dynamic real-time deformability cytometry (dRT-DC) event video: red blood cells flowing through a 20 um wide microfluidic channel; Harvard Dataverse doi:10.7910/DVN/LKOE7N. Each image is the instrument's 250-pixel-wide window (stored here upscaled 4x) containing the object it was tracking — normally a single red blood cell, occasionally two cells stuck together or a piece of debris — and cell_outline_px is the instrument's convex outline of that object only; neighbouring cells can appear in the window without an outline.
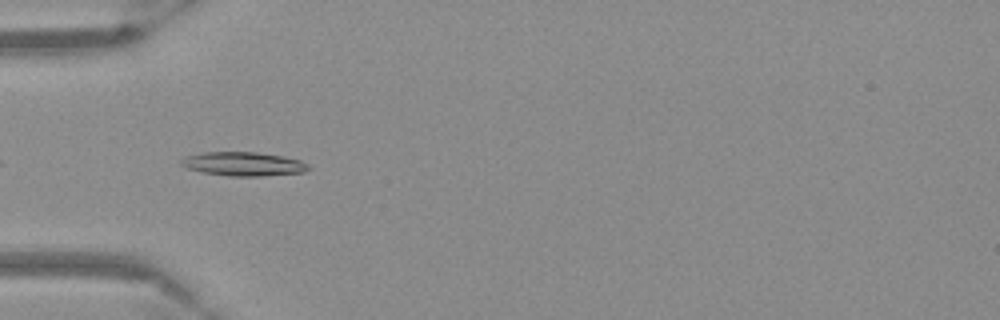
{"species": "Egyptian fruit bat (a non-hibernating species)", "species_latin": "Rousettus aegyptiacus", "temperature_condition": "warm", "stored_images_in_passage": 39, "camera_frame_rate_fps": 3000, "um_per_image_px": 0.085, "frame": {"image": 1, "passage_image": 3, "time_ms": 0.667, "image_size_px": [1000, 320], "cell_outline_px": [[312, 168], [304, 172], [260, 176], [228, 176], [204, 172], [188, 168], [180, 164], [180, 160], [184, 156], [204, 152], [256, 152], [284, 156], [300, 160], [308, 164]], "centroid_in_image_um": [20.71, 13.93], "position_along_channel_um": 64.3, "area_um2": 17.74}}
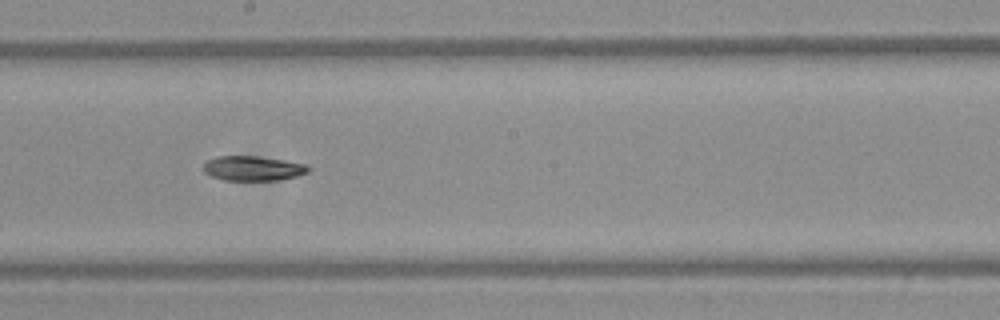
{"frame": {"image": 2, "passage_image": 16, "time_ms": 5.0, "image_size_px": [1000, 320], "cell_outline_px": [[312, 168], [308, 172], [296, 176], [280, 180], [224, 180], [212, 176], [204, 172], [204, 164], [208, 160], [216, 156], [256, 156], [284, 160], [308, 164]], "centroid_in_image_um": [21.54, 14.3], "position_along_channel_um": 226.7, "area_um2": 15.14}}
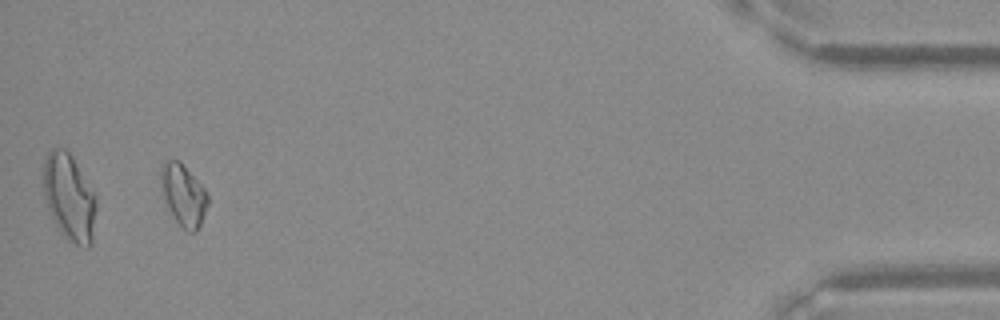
{"frame": {"image": 3, "passage_image": 37, "time_ms": 12.0, "image_size_px": [1000, 320], "cell_outline_px": [[208, 204], [200, 224], [196, 232], [188, 232], [176, 220], [164, 196], [160, 184], [160, 172], [164, 164], [168, 160], [180, 160], [204, 188], [208, 196]], "centroid_in_image_um": [15.61, 16.55], "position_along_channel_um": 419.6, "area_um2": 16.36}}